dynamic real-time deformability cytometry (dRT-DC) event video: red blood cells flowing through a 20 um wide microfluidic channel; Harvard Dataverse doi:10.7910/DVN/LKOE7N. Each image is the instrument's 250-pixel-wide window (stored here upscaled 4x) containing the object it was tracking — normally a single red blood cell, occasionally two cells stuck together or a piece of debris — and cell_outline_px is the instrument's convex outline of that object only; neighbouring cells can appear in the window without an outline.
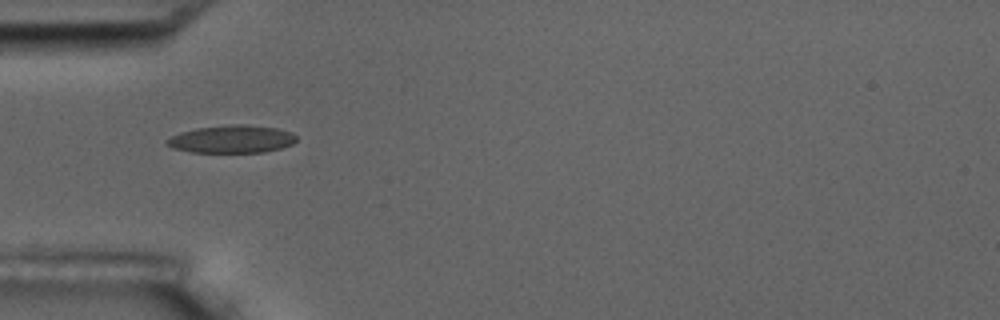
{"species": "common noctule bat (a hibernating species)", "species_latin": "Nyctalus noctula", "temperature_condition": "room temperature", "stored_images_in_passage": 6, "camera_frame_rate_fps": 3000, "um_per_image_px": 0.085, "animal": {"sex": "male", "body_mass_g": 17.5, "forearm_length_mm": 52.3}, "frame": {"image": 1, "passage_image": 5, "time_ms": 4.667, "image_size_px": [1000, 320], "cell_outline_px": [[296, 140], [292, 144], [280, 148], [264, 152], [192, 152], [172, 148], [164, 144], [164, 140], [180, 132], [196, 128], [232, 124], [248, 124], [276, 128], [292, 132], [296, 136]], "centroid_in_image_um": [19.67, 11.82], "position_along_channel_um": 65.3, "area_um2": 21.04}}